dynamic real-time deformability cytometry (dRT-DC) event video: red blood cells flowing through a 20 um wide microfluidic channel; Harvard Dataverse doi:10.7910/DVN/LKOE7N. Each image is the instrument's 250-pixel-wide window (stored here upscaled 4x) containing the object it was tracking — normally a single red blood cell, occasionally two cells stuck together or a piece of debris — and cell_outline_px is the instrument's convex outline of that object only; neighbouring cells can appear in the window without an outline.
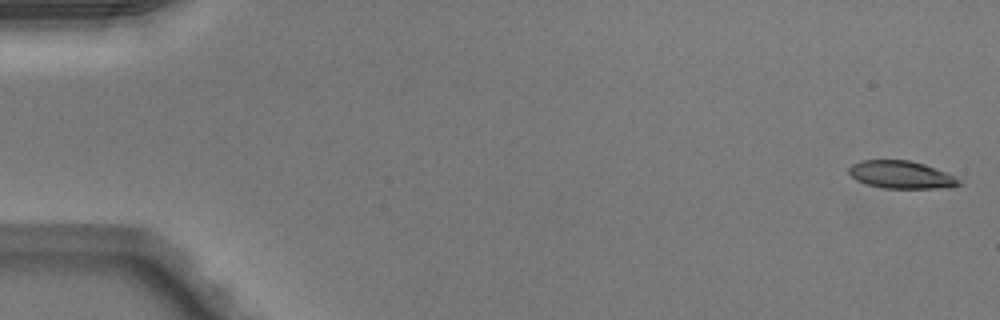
{"species": "Egyptian fruit bat (a non-hibernating species)", "species_latin": "Rousettus aegyptiacus", "temperature_condition": "warm", "stored_images_in_passage": 49, "camera_frame_rate_fps": 3000, "um_per_image_px": 0.085, "animal": {"sex": "male"}, "frame": {"image": 1, "passage_image": 1, "time_ms": 0.0, "image_size_px": [1000, 320], "cell_outline_px": [[960, 184], [948, 188], [884, 188], [868, 184], [856, 180], [848, 172], [848, 168], [852, 164], [860, 160], [908, 160], [924, 164], [956, 176], [960, 180]], "centroid_in_image_um": [76.6, 14.85], "position_along_channel_um": 8.4, "area_um2": 17.69}}
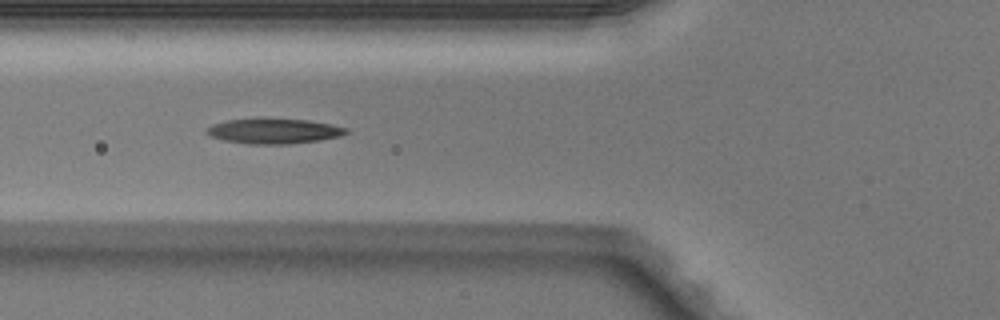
{"frame": {"image": 2, "passage_image": 19, "time_ms": 6.0, "image_size_px": [1000, 320], "cell_outline_px": [[348, 132], [340, 136], [320, 140], [288, 144], [252, 144], [224, 140], [212, 136], [204, 132], [212, 124], [228, 120], [264, 116], [308, 120], [332, 124], [348, 128]], "centroid_in_image_um": [23.29, 11.1], "position_along_channel_um": 102.5, "area_um2": 20.98}}
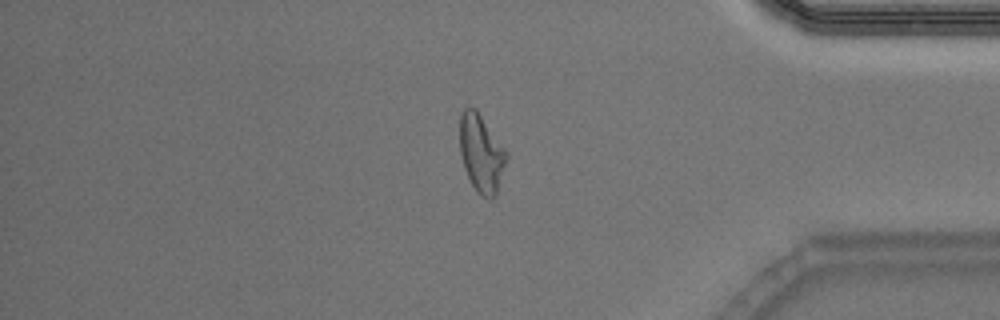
{"frame": {"image": 3, "passage_image": 42, "time_ms": 13.667, "image_size_px": [1000, 320], "cell_outline_px": [[508, 156], [496, 196], [492, 200], [488, 200], [480, 196], [476, 192], [464, 168], [460, 152], [460, 116], [464, 108], [468, 104], [476, 108], [508, 152]], "centroid_in_image_um": [40.92, 13.03], "position_along_channel_um": 394.3, "area_um2": 21.56}, "authors_computed_cell_mechanics": {"area_um2": 20.2878, "velocity_mm_per_s": 4.104, "shape_relaxation_time_tau1_ms": 4.7975, "shape_relaxation_time_tau2_ms": 2.3246, "deformation_change_tau1": 0.1951, "deformation_change_tau2": 0.1243}}